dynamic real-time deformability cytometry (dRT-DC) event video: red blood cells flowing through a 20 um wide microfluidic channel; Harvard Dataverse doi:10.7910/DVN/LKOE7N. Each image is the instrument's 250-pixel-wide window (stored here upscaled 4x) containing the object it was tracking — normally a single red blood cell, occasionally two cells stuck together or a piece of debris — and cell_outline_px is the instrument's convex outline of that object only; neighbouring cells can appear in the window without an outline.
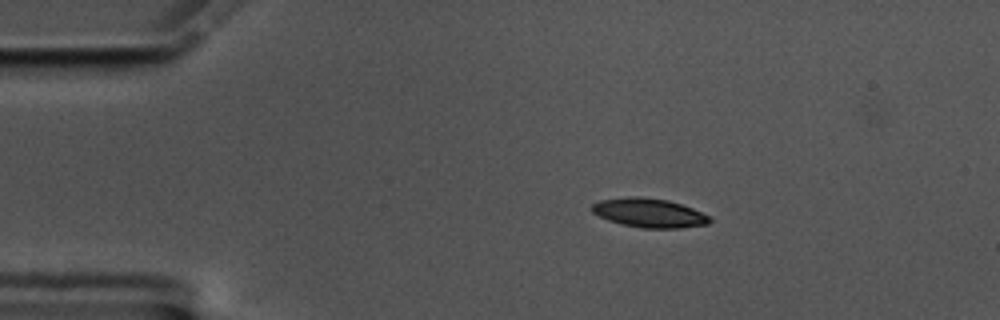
{"species": "common noctule bat (a hibernating species)", "species_latin": "Nyctalus noctula", "temperature_condition": "cold", "stored_images_in_passage": 8, "camera_frame_rate_fps": 3000, "um_per_image_px": 0.085, "animal": {"sex": "male", "body_mass_g": 17.5, "forearm_length_mm": 52.3}, "frame": {"image": 1, "passage_image": 1, "time_ms": 0.0, "image_size_px": [1000, 320], "cell_outline_px": [[712, 220], [708, 224], [680, 228], [640, 228], [608, 220], [592, 212], [592, 204], [600, 200], [628, 196], [640, 196], [668, 200], [692, 208], [712, 216]], "centroid_in_image_um": [55.21, 18.09], "position_along_channel_um": 29.8, "area_um2": 20.0}}